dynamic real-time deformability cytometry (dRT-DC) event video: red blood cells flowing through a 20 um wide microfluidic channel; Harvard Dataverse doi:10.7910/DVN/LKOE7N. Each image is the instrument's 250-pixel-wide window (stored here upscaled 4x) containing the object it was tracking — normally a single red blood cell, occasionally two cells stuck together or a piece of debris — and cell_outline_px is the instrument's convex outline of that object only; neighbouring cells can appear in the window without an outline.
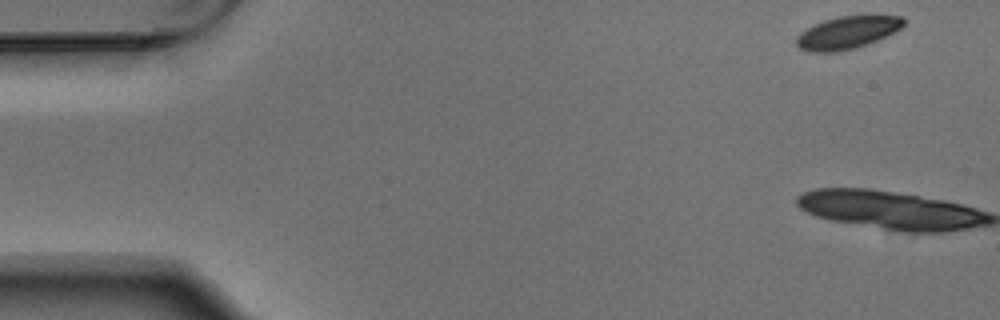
{"species": "Egyptian fruit bat (a non-hibernating species)", "species_latin": "Rousettus aegyptiacus", "temperature_condition": "warm", "stored_images_in_passage": 5, "camera_frame_rate_fps": 3000, "um_per_image_px": 0.085, "animal": {"sex": "male"}, "frame": {"image": 1, "passage_image": 1, "time_ms": 0.0, "image_size_px": [1000, 320], "cell_outline_px": [[904, 24], [900, 28], [876, 40], [852, 48], [836, 52], [812, 52], [800, 48], [796, 44], [796, 36], [800, 32], [824, 20], [840, 16], [904, 16]], "centroid_in_image_um": [71.97, 2.77], "position_along_channel_um": 13.0, "area_um2": 19.77}}